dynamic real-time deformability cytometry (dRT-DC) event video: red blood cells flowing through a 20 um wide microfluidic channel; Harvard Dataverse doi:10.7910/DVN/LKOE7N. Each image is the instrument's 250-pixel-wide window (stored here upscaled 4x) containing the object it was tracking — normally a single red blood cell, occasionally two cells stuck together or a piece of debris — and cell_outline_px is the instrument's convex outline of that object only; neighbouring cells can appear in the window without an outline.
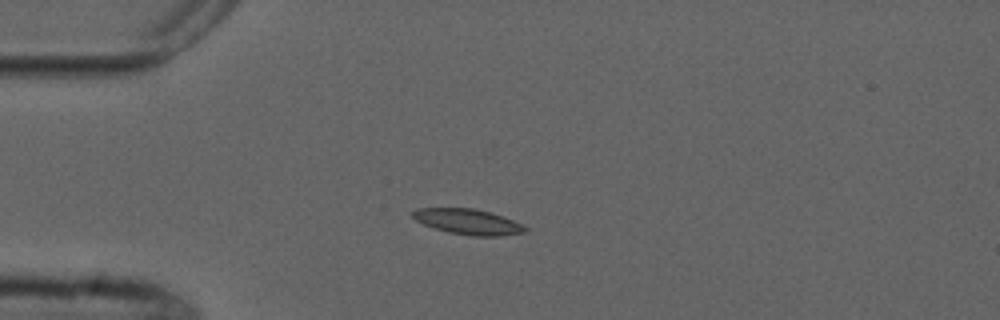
{"species": "common noctule bat (a hibernating species)", "species_latin": "Nyctalus noctula", "temperature_condition": "cold", "stored_images_in_passage": 4, "camera_frame_rate_fps": 3000, "um_per_image_px": 0.085, "animal": {"sex": "male", "forearm_length_mm": 52.5}, "frame": {"image": 1, "passage_image": 2, "time_ms": 2.667, "image_size_px": [1000, 320], "cell_outline_px": [[528, 232], [500, 236], [472, 236], [448, 232], [424, 224], [416, 220], [412, 216], [412, 212], [416, 208], [472, 208], [492, 212], [512, 220], [528, 228]], "centroid_in_image_um": [39.8, 18.85], "position_along_channel_um": 45.2, "area_um2": 16.65}}
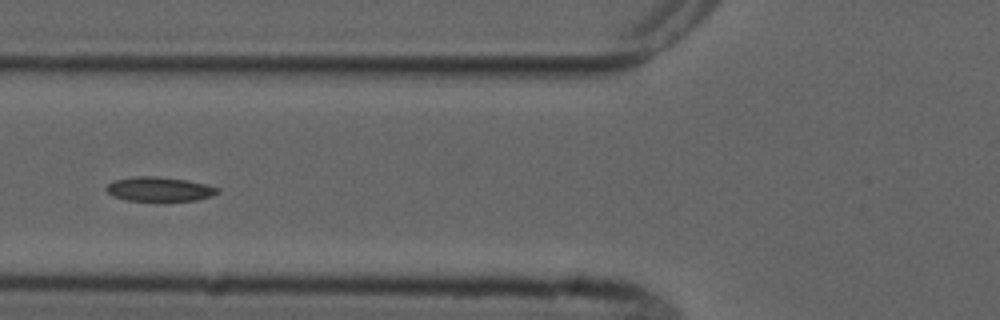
{"frame": {"image": 2, "passage_image": 4, "time_ms": 5.0, "image_size_px": [1000, 320], "cell_outline_px": [[220, 192], [212, 196], [196, 200], [128, 200], [112, 196], [104, 188], [112, 180], [136, 176], [156, 176], [184, 180], [204, 184], [220, 188]], "centroid_in_image_um": [13.52, 16.07], "position_along_channel_um": 112.3, "area_um2": 15.61}}